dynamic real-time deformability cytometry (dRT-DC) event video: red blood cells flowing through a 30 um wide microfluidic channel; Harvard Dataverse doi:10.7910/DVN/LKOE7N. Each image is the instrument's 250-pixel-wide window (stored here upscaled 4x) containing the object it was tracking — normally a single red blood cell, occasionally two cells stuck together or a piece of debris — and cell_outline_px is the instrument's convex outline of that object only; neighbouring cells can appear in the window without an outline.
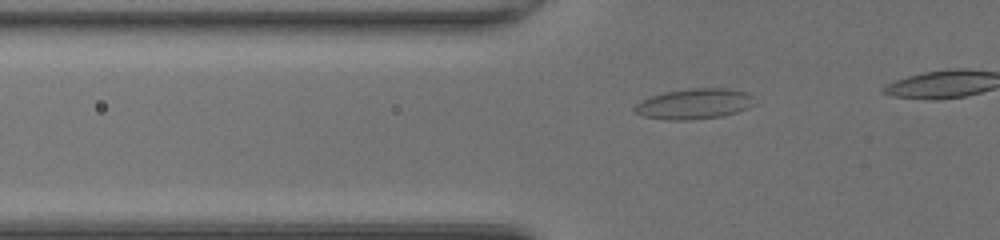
{"species": "common noctule bat (a hibernating species)", "species_latin": "Nyctalus noctula", "temperature_condition": "room temperature", "stored_images_in_passage": 32, "camera_frame_rate_fps": 3000, "um_per_image_px": 0.085, "animal": {"sex": "female", "body_mass_g": 20.0, "forearm_length_mm": 54.0}, "frame": {"image": 1, "passage_image": 6, "time_ms": 1.667, "image_size_px": [1000, 240], "cell_outline_px": [[756, 104], [748, 108], [736, 112], [720, 116], [692, 120], [668, 120], [644, 116], [636, 112], [632, 108], [640, 100], [664, 92], [688, 88], [728, 88], [748, 92], [752, 96]], "centroid_in_image_um": [59.03, 8.82], "position_along_channel_um": 66.8, "area_um2": 21.44}}
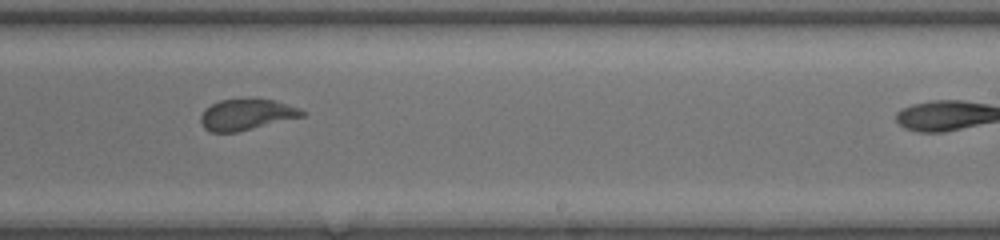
{"frame": {"image": 2, "passage_image": 21, "time_ms": 6.667, "image_size_px": [1000, 240], "cell_outline_px": [[308, 112], [304, 116], [236, 132], [208, 132], [204, 128], [200, 120], [200, 116], [204, 108], [220, 100], [248, 96], [276, 100], [300, 108]], "centroid_in_image_um": [20.96, 9.69], "position_along_channel_um": 268.0, "area_um2": 18.96}}
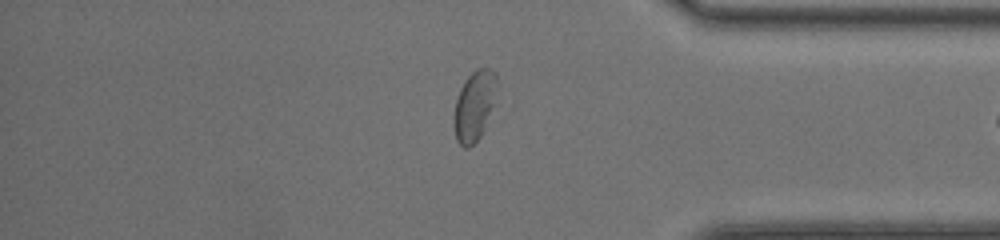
{"frame": {"image": 3, "passage_image": 31, "time_ms": 10.0, "image_size_px": [1000, 240], "cell_outline_px": [[496, 84], [492, 104], [484, 128], [480, 136], [468, 148], [464, 148], [456, 140], [452, 124], [452, 120], [456, 100], [460, 88], [464, 80], [476, 68], [492, 68], [496, 72]], "centroid_in_image_um": [40.26, 8.98], "position_along_channel_um": 394.9, "area_um2": 17.34}}